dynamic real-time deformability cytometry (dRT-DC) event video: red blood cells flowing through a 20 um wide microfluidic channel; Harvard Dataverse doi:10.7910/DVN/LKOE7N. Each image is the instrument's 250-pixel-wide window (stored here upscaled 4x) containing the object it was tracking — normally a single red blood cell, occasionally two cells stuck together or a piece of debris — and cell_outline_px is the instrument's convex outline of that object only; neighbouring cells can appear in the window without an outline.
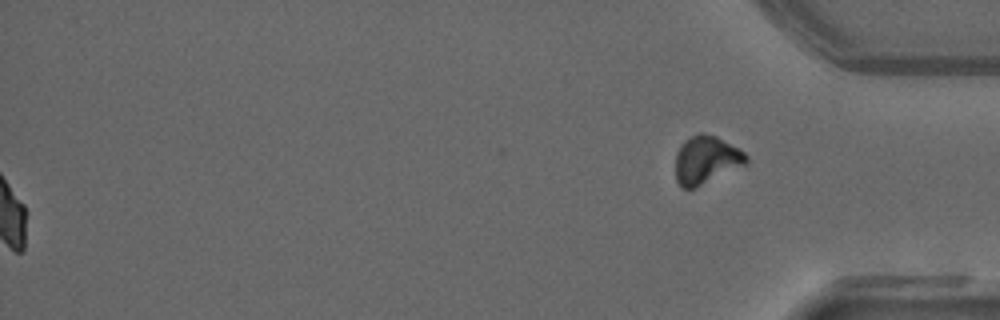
{"species": "common noctule bat (a hibernating species)", "species_latin": "Nyctalus noctula", "temperature_condition": "warm", "stored_images_in_passage": 51, "segment_of_instrument_passage": [2, 2], "camera_frame_rate_fps": 3000, "um_per_image_px": 0.085, "animal": {"sex": "male", "forearm_length_mm": 52.5}, "frame": {"image": 1, "passage_image": 51, "time_ms": 16.667, "image_size_px": [1000, 320], "cell_outline_px": [[748, 164], [692, 188], [680, 188], [676, 180], [676, 152], [680, 144], [684, 140], [700, 132], [704, 132], [716, 136], [744, 152], [748, 156]], "centroid_in_image_um": [60.01, 13.57], "position_along_channel_um": 375.2, "area_um2": 19.71}}